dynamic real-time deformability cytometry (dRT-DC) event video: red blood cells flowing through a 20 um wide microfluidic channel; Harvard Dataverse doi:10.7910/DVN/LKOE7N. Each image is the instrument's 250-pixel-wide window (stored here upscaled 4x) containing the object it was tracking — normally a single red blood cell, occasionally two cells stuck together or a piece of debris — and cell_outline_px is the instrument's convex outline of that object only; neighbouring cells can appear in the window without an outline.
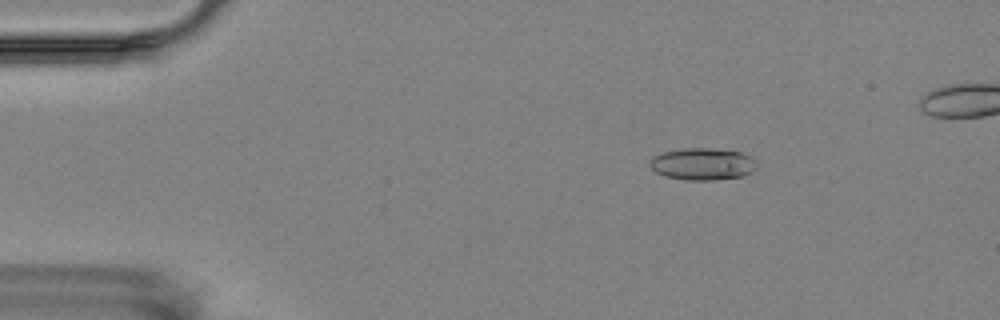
{"species": "Egyptian fruit bat (a non-hibernating species)", "species_latin": "Rousettus aegyptiacus", "temperature_condition": "room temperature", "stored_images_in_passage": 6, "camera_frame_rate_fps": 3000, "um_per_image_px": 0.085, "animal": {"sex": "female"}, "frame": {"image": 1, "passage_image": 3, "time_ms": 2.333, "image_size_px": [1000, 320], "cell_outline_px": [[756, 168], [752, 172], [740, 176], [712, 180], [684, 180], [664, 176], [656, 172], [652, 168], [652, 160], [656, 156], [664, 152], [684, 148], [716, 148], [740, 152], [752, 156], [756, 160]], "centroid_in_image_um": [59.78, 13.94], "position_along_channel_um": 25.2, "area_um2": 19.83}}